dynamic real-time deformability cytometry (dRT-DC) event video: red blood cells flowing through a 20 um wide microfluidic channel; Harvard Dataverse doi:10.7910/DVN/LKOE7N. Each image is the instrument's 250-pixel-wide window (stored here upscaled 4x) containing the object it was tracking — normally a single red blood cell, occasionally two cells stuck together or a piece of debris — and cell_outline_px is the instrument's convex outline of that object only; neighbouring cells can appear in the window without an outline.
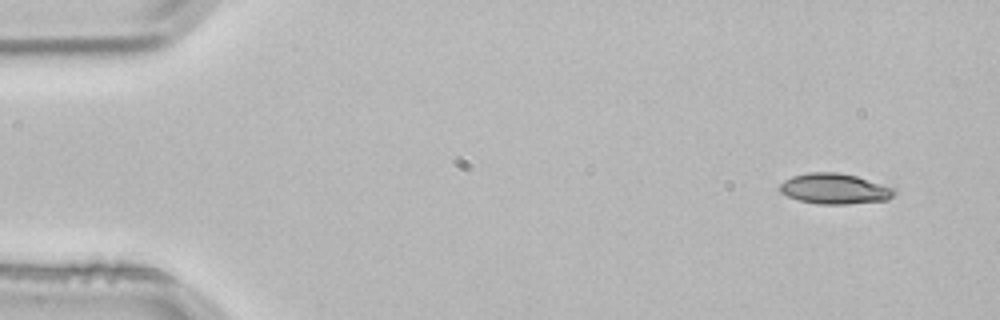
{"species": "common noctule bat (a hibernating species)", "species_latin": "Nyctalus noctula", "temperature_condition": "room temperature", "stored_images_in_passage": 2, "camera_frame_rate_fps": 3000, "um_per_image_px": 0.085, "animal": {"sex": "male", "body_mass_g": 21.5, "forearm_length_mm": 52.0}, "frame": {"image": 1, "passage_image": 1, "time_ms": 0.0, "image_size_px": [1000, 320], "cell_outline_px": [[896, 192], [888, 200], [848, 204], [816, 204], [800, 200], [788, 196], [780, 192], [780, 184], [784, 180], [792, 176], [808, 172], [836, 172], [856, 176], [896, 188]], "centroid_in_image_um": [70.96, 16.04], "position_along_channel_um": 14.0, "area_um2": 20.4}}